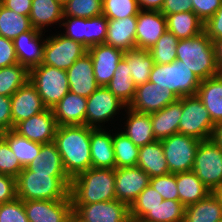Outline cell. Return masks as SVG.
Returning <instances> with one entry per match:
<instances>
[{"mask_svg":"<svg viewBox=\"0 0 222 222\" xmlns=\"http://www.w3.org/2000/svg\"><path fill=\"white\" fill-rule=\"evenodd\" d=\"M92 129L86 125L58 126L53 142L61 155L65 172L71 179L92 167Z\"/></svg>","mask_w":222,"mask_h":222,"instance_id":"6da1fadb","label":"cell"},{"mask_svg":"<svg viewBox=\"0 0 222 222\" xmlns=\"http://www.w3.org/2000/svg\"><path fill=\"white\" fill-rule=\"evenodd\" d=\"M67 174H43L24 167L16 177L17 198L28 200L71 199Z\"/></svg>","mask_w":222,"mask_h":222,"instance_id":"7a4b0ae2","label":"cell"},{"mask_svg":"<svg viewBox=\"0 0 222 222\" xmlns=\"http://www.w3.org/2000/svg\"><path fill=\"white\" fill-rule=\"evenodd\" d=\"M72 204L116 200L115 169L89 168L71 179Z\"/></svg>","mask_w":222,"mask_h":222,"instance_id":"3957f363","label":"cell"},{"mask_svg":"<svg viewBox=\"0 0 222 222\" xmlns=\"http://www.w3.org/2000/svg\"><path fill=\"white\" fill-rule=\"evenodd\" d=\"M176 60H181L200 80L220 74L214 42L204 31L178 41Z\"/></svg>","mask_w":222,"mask_h":222,"instance_id":"277c9868","label":"cell"},{"mask_svg":"<svg viewBox=\"0 0 222 222\" xmlns=\"http://www.w3.org/2000/svg\"><path fill=\"white\" fill-rule=\"evenodd\" d=\"M149 81L168 88L178 99L196 95L201 80L181 60L154 64Z\"/></svg>","mask_w":222,"mask_h":222,"instance_id":"5b68a950","label":"cell"},{"mask_svg":"<svg viewBox=\"0 0 222 222\" xmlns=\"http://www.w3.org/2000/svg\"><path fill=\"white\" fill-rule=\"evenodd\" d=\"M29 81L36 87L44 105L49 109L70 91L67 71L45 64L29 70Z\"/></svg>","mask_w":222,"mask_h":222,"instance_id":"8992f818","label":"cell"},{"mask_svg":"<svg viewBox=\"0 0 222 222\" xmlns=\"http://www.w3.org/2000/svg\"><path fill=\"white\" fill-rule=\"evenodd\" d=\"M214 129L215 124L197 95L182 97V116L178 133L207 140L212 138Z\"/></svg>","mask_w":222,"mask_h":222,"instance_id":"52a82bcc","label":"cell"},{"mask_svg":"<svg viewBox=\"0 0 222 222\" xmlns=\"http://www.w3.org/2000/svg\"><path fill=\"white\" fill-rule=\"evenodd\" d=\"M199 139L180 133L161 140L167 166L170 173L192 171Z\"/></svg>","mask_w":222,"mask_h":222,"instance_id":"ba28073f","label":"cell"},{"mask_svg":"<svg viewBox=\"0 0 222 222\" xmlns=\"http://www.w3.org/2000/svg\"><path fill=\"white\" fill-rule=\"evenodd\" d=\"M192 171L213 192L222 185V149L212 140H201Z\"/></svg>","mask_w":222,"mask_h":222,"instance_id":"9c48e42d","label":"cell"},{"mask_svg":"<svg viewBox=\"0 0 222 222\" xmlns=\"http://www.w3.org/2000/svg\"><path fill=\"white\" fill-rule=\"evenodd\" d=\"M62 22L60 26L66 28L63 35L81 43L87 49L104 44L106 40L108 19L103 14L88 19L63 16Z\"/></svg>","mask_w":222,"mask_h":222,"instance_id":"30bf717a","label":"cell"},{"mask_svg":"<svg viewBox=\"0 0 222 222\" xmlns=\"http://www.w3.org/2000/svg\"><path fill=\"white\" fill-rule=\"evenodd\" d=\"M87 53V48L81 43L64 35H52L46 38L41 64L67 70L74 62Z\"/></svg>","mask_w":222,"mask_h":222,"instance_id":"8fae6325","label":"cell"},{"mask_svg":"<svg viewBox=\"0 0 222 222\" xmlns=\"http://www.w3.org/2000/svg\"><path fill=\"white\" fill-rule=\"evenodd\" d=\"M124 107L128 106L114 96L108 88L98 87L87 98L86 126L101 128L100 123L114 119V115Z\"/></svg>","mask_w":222,"mask_h":222,"instance_id":"7c38bea8","label":"cell"},{"mask_svg":"<svg viewBox=\"0 0 222 222\" xmlns=\"http://www.w3.org/2000/svg\"><path fill=\"white\" fill-rule=\"evenodd\" d=\"M72 207L83 222H131L129 206L118 200L72 204Z\"/></svg>","mask_w":222,"mask_h":222,"instance_id":"4fadbf2b","label":"cell"},{"mask_svg":"<svg viewBox=\"0 0 222 222\" xmlns=\"http://www.w3.org/2000/svg\"><path fill=\"white\" fill-rule=\"evenodd\" d=\"M149 183L150 176L137 166L115 168L116 200L129 207Z\"/></svg>","mask_w":222,"mask_h":222,"instance_id":"5bb4252c","label":"cell"},{"mask_svg":"<svg viewBox=\"0 0 222 222\" xmlns=\"http://www.w3.org/2000/svg\"><path fill=\"white\" fill-rule=\"evenodd\" d=\"M178 98L168 88L161 87L150 81L136 87L133 101L128 108L138 113L150 114L160 111Z\"/></svg>","mask_w":222,"mask_h":222,"instance_id":"9a60e30c","label":"cell"},{"mask_svg":"<svg viewBox=\"0 0 222 222\" xmlns=\"http://www.w3.org/2000/svg\"><path fill=\"white\" fill-rule=\"evenodd\" d=\"M24 208L29 222H67L73 213L71 199L28 200Z\"/></svg>","mask_w":222,"mask_h":222,"instance_id":"2e32d148","label":"cell"},{"mask_svg":"<svg viewBox=\"0 0 222 222\" xmlns=\"http://www.w3.org/2000/svg\"><path fill=\"white\" fill-rule=\"evenodd\" d=\"M57 129V121L49 108L19 122L14 127V130L20 135L40 144L53 142Z\"/></svg>","mask_w":222,"mask_h":222,"instance_id":"e0dca14e","label":"cell"},{"mask_svg":"<svg viewBox=\"0 0 222 222\" xmlns=\"http://www.w3.org/2000/svg\"><path fill=\"white\" fill-rule=\"evenodd\" d=\"M12 129L21 121L47 109L36 87L27 81L11 97Z\"/></svg>","mask_w":222,"mask_h":222,"instance_id":"ac0fdd59","label":"cell"},{"mask_svg":"<svg viewBox=\"0 0 222 222\" xmlns=\"http://www.w3.org/2000/svg\"><path fill=\"white\" fill-rule=\"evenodd\" d=\"M87 53L93 62L96 83L100 87H106L123 58L124 51L106 44H97L87 49Z\"/></svg>","mask_w":222,"mask_h":222,"instance_id":"d6986e66","label":"cell"},{"mask_svg":"<svg viewBox=\"0 0 222 222\" xmlns=\"http://www.w3.org/2000/svg\"><path fill=\"white\" fill-rule=\"evenodd\" d=\"M166 31V16L160 11L140 10L137 15L136 48L149 50Z\"/></svg>","mask_w":222,"mask_h":222,"instance_id":"ffe728a7","label":"cell"},{"mask_svg":"<svg viewBox=\"0 0 222 222\" xmlns=\"http://www.w3.org/2000/svg\"><path fill=\"white\" fill-rule=\"evenodd\" d=\"M68 84L70 92L88 98L98 87L93 71L91 56L85 53L68 68Z\"/></svg>","mask_w":222,"mask_h":222,"instance_id":"44dd1931","label":"cell"},{"mask_svg":"<svg viewBox=\"0 0 222 222\" xmlns=\"http://www.w3.org/2000/svg\"><path fill=\"white\" fill-rule=\"evenodd\" d=\"M42 33V31L33 28L21 33L13 40L18 62L28 70L40 65L42 62L46 42V39H43V41L41 39Z\"/></svg>","mask_w":222,"mask_h":222,"instance_id":"7402d4cb","label":"cell"},{"mask_svg":"<svg viewBox=\"0 0 222 222\" xmlns=\"http://www.w3.org/2000/svg\"><path fill=\"white\" fill-rule=\"evenodd\" d=\"M137 16L108 19L107 36L104 44L126 52L136 48Z\"/></svg>","mask_w":222,"mask_h":222,"instance_id":"603a6c76","label":"cell"},{"mask_svg":"<svg viewBox=\"0 0 222 222\" xmlns=\"http://www.w3.org/2000/svg\"><path fill=\"white\" fill-rule=\"evenodd\" d=\"M87 98L68 92L51 110L58 126L86 125Z\"/></svg>","mask_w":222,"mask_h":222,"instance_id":"cb8c5ba5","label":"cell"},{"mask_svg":"<svg viewBox=\"0 0 222 222\" xmlns=\"http://www.w3.org/2000/svg\"><path fill=\"white\" fill-rule=\"evenodd\" d=\"M182 116V97L168 104L160 111L150 113L153 135L156 140H162L178 133Z\"/></svg>","mask_w":222,"mask_h":222,"instance_id":"d4e9b609","label":"cell"},{"mask_svg":"<svg viewBox=\"0 0 222 222\" xmlns=\"http://www.w3.org/2000/svg\"><path fill=\"white\" fill-rule=\"evenodd\" d=\"M113 134L102 127L93 128L90 135L91 160L93 168L115 169Z\"/></svg>","mask_w":222,"mask_h":222,"instance_id":"484cf974","label":"cell"},{"mask_svg":"<svg viewBox=\"0 0 222 222\" xmlns=\"http://www.w3.org/2000/svg\"><path fill=\"white\" fill-rule=\"evenodd\" d=\"M197 97L208 110L212 122L222 121V74L201 80Z\"/></svg>","mask_w":222,"mask_h":222,"instance_id":"4316f807","label":"cell"},{"mask_svg":"<svg viewBox=\"0 0 222 222\" xmlns=\"http://www.w3.org/2000/svg\"><path fill=\"white\" fill-rule=\"evenodd\" d=\"M137 167L144 170L150 178L170 173L161 140H156L139 148Z\"/></svg>","mask_w":222,"mask_h":222,"instance_id":"83f0119b","label":"cell"},{"mask_svg":"<svg viewBox=\"0 0 222 222\" xmlns=\"http://www.w3.org/2000/svg\"><path fill=\"white\" fill-rule=\"evenodd\" d=\"M127 123L125 130L121 131L136 146L141 147L156 141L153 135V127L150 114L138 113L127 107Z\"/></svg>","mask_w":222,"mask_h":222,"instance_id":"f1b7e54d","label":"cell"},{"mask_svg":"<svg viewBox=\"0 0 222 222\" xmlns=\"http://www.w3.org/2000/svg\"><path fill=\"white\" fill-rule=\"evenodd\" d=\"M64 6L57 0H32L29 14L33 28L42 31L53 23H62Z\"/></svg>","mask_w":222,"mask_h":222,"instance_id":"f546056e","label":"cell"},{"mask_svg":"<svg viewBox=\"0 0 222 222\" xmlns=\"http://www.w3.org/2000/svg\"><path fill=\"white\" fill-rule=\"evenodd\" d=\"M179 201L186 207L206 198L211 190L193 171L176 173Z\"/></svg>","mask_w":222,"mask_h":222,"instance_id":"4dcf8cb0","label":"cell"},{"mask_svg":"<svg viewBox=\"0 0 222 222\" xmlns=\"http://www.w3.org/2000/svg\"><path fill=\"white\" fill-rule=\"evenodd\" d=\"M123 59L136 87L149 81L155 63L148 49L133 48L124 52Z\"/></svg>","mask_w":222,"mask_h":222,"instance_id":"1f68e13d","label":"cell"},{"mask_svg":"<svg viewBox=\"0 0 222 222\" xmlns=\"http://www.w3.org/2000/svg\"><path fill=\"white\" fill-rule=\"evenodd\" d=\"M222 219V203L211 192L206 198L185 207L183 222H216Z\"/></svg>","mask_w":222,"mask_h":222,"instance_id":"d6a6232c","label":"cell"},{"mask_svg":"<svg viewBox=\"0 0 222 222\" xmlns=\"http://www.w3.org/2000/svg\"><path fill=\"white\" fill-rule=\"evenodd\" d=\"M167 31L179 40L192 38L204 31V22L193 12L166 15Z\"/></svg>","mask_w":222,"mask_h":222,"instance_id":"836d02e7","label":"cell"},{"mask_svg":"<svg viewBox=\"0 0 222 222\" xmlns=\"http://www.w3.org/2000/svg\"><path fill=\"white\" fill-rule=\"evenodd\" d=\"M26 168L43 174H67L54 142L41 144L40 153Z\"/></svg>","mask_w":222,"mask_h":222,"instance_id":"e575fe53","label":"cell"},{"mask_svg":"<svg viewBox=\"0 0 222 222\" xmlns=\"http://www.w3.org/2000/svg\"><path fill=\"white\" fill-rule=\"evenodd\" d=\"M106 88H108L114 96L118 97L127 106L133 101L136 93V86L131 75H129L128 64L123 58L119 62L117 69Z\"/></svg>","mask_w":222,"mask_h":222,"instance_id":"d590c367","label":"cell"},{"mask_svg":"<svg viewBox=\"0 0 222 222\" xmlns=\"http://www.w3.org/2000/svg\"><path fill=\"white\" fill-rule=\"evenodd\" d=\"M4 140L23 167H27L41 151L40 143L28 140L14 129L5 132Z\"/></svg>","mask_w":222,"mask_h":222,"instance_id":"8d00e7d4","label":"cell"},{"mask_svg":"<svg viewBox=\"0 0 222 222\" xmlns=\"http://www.w3.org/2000/svg\"><path fill=\"white\" fill-rule=\"evenodd\" d=\"M31 29L33 26L29 16L19 15L0 3V36L14 40Z\"/></svg>","mask_w":222,"mask_h":222,"instance_id":"74e56055","label":"cell"},{"mask_svg":"<svg viewBox=\"0 0 222 222\" xmlns=\"http://www.w3.org/2000/svg\"><path fill=\"white\" fill-rule=\"evenodd\" d=\"M115 168L136 167L139 148L125 134L119 131L112 137Z\"/></svg>","mask_w":222,"mask_h":222,"instance_id":"f35d334b","label":"cell"},{"mask_svg":"<svg viewBox=\"0 0 222 222\" xmlns=\"http://www.w3.org/2000/svg\"><path fill=\"white\" fill-rule=\"evenodd\" d=\"M27 81L29 70L19 63L0 68V95L11 97Z\"/></svg>","mask_w":222,"mask_h":222,"instance_id":"ab89813d","label":"cell"},{"mask_svg":"<svg viewBox=\"0 0 222 222\" xmlns=\"http://www.w3.org/2000/svg\"><path fill=\"white\" fill-rule=\"evenodd\" d=\"M185 206L178 200H163L139 222H183Z\"/></svg>","mask_w":222,"mask_h":222,"instance_id":"60d3db41","label":"cell"},{"mask_svg":"<svg viewBox=\"0 0 222 222\" xmlns=\"http://www.w3.org/2000/svg\"><path fill=\"white\" fill-rule=\"evenodd\" d=\"M162 201L163 197L149 184L129 207L131 221L139 222Z\"/></svg>","mask_w":222,"mask_h":222,"instance_id":"b9f144b4","label":"cell"},{"mask_svg":"<svg viewBox=\"0 0 222 222\" xmlns=\"http://www.w3.org/2000/svg\"><path fill=\"white\" fill-rule=\"evenodd\" d=\"M179 39L166 31L149 51L155 64H170L176 60V48Z\"/></svg>","mask_w":222,"mask_h":222,"instance_id":"7bdbcfd3","label":"cell"},{"mask_svg":"<svg viewBox=\"0 0 222 222\" xmlns=\"http://www.w3.org/2000/svg\"><path fill=\"white\" fill-rule=\"evenodd\" d=\"M64 16L92 18L102 15V0H68L64 5Z\"/></svg>","mask_w":222,"mask_h":222,"instance_id":"ee69618b","label":"cell"},{"mask_svg":"<svg viewBox=\"0 0 222 222\" xmlns=\"http://www.w3.org/2000/svg\"><path fill=\"white\" fill-rule=\"evenodd\" d=\"M102 2V14L107 19L137 16L140 11L138 0H102Z\"/></svg>","mask_w":222,"mask_h":222,"instance_id":"f6af8a7d","label":"cell"},{"mask_svg":"<svg viewBox=\"0 0 222 222\" xmlns=\"http://www.w3.org/2000/svg\"><path fill=\"white\" fill-rule=\"evenodd\" d=\"M149 184L163 197V200L179 201L176 174L169 173L163 176L152 177Z\"/></svg>","mask_w":222,"mask_h":222,"instance_id":"bcb514c9","label":"cell"},{"mask_svg":"<svg viewBox=\"0 0 222 222\" xmlns=\"http://www.w3.org/2000/svg\"><path fill=\"white\" fill-rule=\"evenodd\" d=\"M24 167L5 140L0 142V174L17 177Z\"/></svg>","mask_w":222,"mask_h":222,"instance_id":"7dc6e473","label":"cell"},{"mask_svg":"<svg viewBox=\"0 0 222 222\" xmlns=\"http://www.w3.org/2000/svg\"><path fill=\"white\" fill-rule=\"evenodd\" d=\"M0 222H29L24 208V201L16 198L0 204Z\"/></svg>","mask_w":222,"mask_h":222,"instance_id":"c3c4849f","label":"cell"},{"mask_svg":"<svg viewBox=\"0 0 222 222\" xmlns=\"http://www.w3.org/2000/svg\"><path fill=\"white\" fill-rule=\"evenodd\" d=\"M192 11L205 23L221 7L222 0H191Z\"/></svg>","mask_w":222,"mask_h":222,"instance_id":"681fc988","label":"cell"},{"mask_svg":"<svg viewBox=\"0 0 222 222\" xmlns=\"http://www.w3.org/2000/svg\"><path fill=\"white\" fill-rule=\"evenodd\" d=\"M19 63L13 40L0 36V68Z\"/></svg>","mask_w":222,"mask_h":222,"instance_id":"f907efd6","label":"cell"},{"mask_svg":"<svg viewBox=\"0 0 222 222\" xmlns=\"http://www.w3.org/2000/svg\"><path fill=\"white\" fill-rule=\"evenodd\" d=\"M16 198V178L6 174H0V204L10 202Z\"/></svg>","mask_w":222,"mask_h":222,"instance_id":"816d5d0a","label":"cell"},{"mask_svg":"<svg viewBox=\"0 0 222 222\" xmlns=\"http://www.w3.org/2000/svg\"><path fill=\"white\" fill-rule=\"evenodd\" d=\"M204 32L214 43L222 39V4L216 13L204 23Z\"/></svg>","mask_w":222,"mask_h":222,"instance_id":"f5cc1de1","label":"cell"},{"mask_svg":"<svg viewBox=\"0 0 222 222\" xmlns=\"http://www.w3.org/2000/svg\"><path fill=\"white\" fill-rule=\"evenodd\" d=\"M189 11H192L191 0H165L160 12L166 16Z\"/></svg>","mask_w":222,"mask_h":222,"instance_id":"db71d44e","label":"cell"},{"mask_svg":"<svg viewBox=\"0 0 222 222\" xmlns=\"http://www.w3.org/2000/svg\"><path fill=\"white\" fill-rule=\"evenodd\" d=\"M10 97L0 95V128L8 131L12 129Z\"/></svg>","mask_w":222,"mask_h":222,"instance_id":"11a10c76","label":"cell"},{"mask_svg":"<svg viewBox=\"0 0 222 222\" xmlns=\"http://www.w3.org/2000/svg\"><path fill=\"white\" fill-rule=\"evenodd\" d=\"M1 4L19 15L29 16L32 0H1Z\"/></svg>","mask_w":222,"mask_h":222,"instance_id":"9f6ffc18","label":"cell"},{"mask_svg":"<svg viewBox=\"0 0 222 222\" xmlns=\"http://www.w3.org/2000/svg\"><path fill=\"white\" fill-rule=\"evenodd\" d=\"M165 0H138L140 10L161 11Z\"/></svg>","mask_w":222,"mask_h":222,"instance_id":"6f0895ef","label":"cell"},{"mask_svg":"<svg viewBox=\"0 0 222 222\" xmlns=\"http://www.w3.org/2000/svg\"><path fill=\"white\" fill-rule=\"evenodd\" d=\"M211 139L222 149V121L215 125Z\"/></svg>","mask_w":222,"mask_h":222,"instance_id":"680465c9","label":"cell"},{"mask_svg":"<svg viewBox=\"0 0 222 222\" xmlns=\"http://www.w3.org/2000/svg\"><path fill=\"white\" fill-rule=\"evenodd\" d=\"M216 60L220 74H222V39L217 40L215 43Z\"/></svg>","mask_w":222,"mask_h":222,"instance_id":"91938a15","label":"cell"},{"mask_svg":"<svg viewBox=\"0 0 222 222\" xmlns=\"http://www.w3.org/2000/svg\"><path fill=\"white\" fill-rule=\"evenodd\" d=\"M214 195L219 199V201L222 203V185L217 187L213 191Z\"/></svg>","mask_w":222,"mask_h":222,"instance_id":"94428289","label":"cell"},{"mask_svg":"<svg viewBox=\"0 0 222 222\" xmlns=\"http://www.w3.org/2000/svg\"><path fill=\"white\" fill-rule=\"evenodd\" d=\"M67 222H83L78 216H76L74 213H72L68 219Z\"/></svg>","mask_w":222,"mask_h":222,"instance_id":"6125c7cd","label":"cell"},{"mask_svg":"<svg viewBox=\"0 0 222 222\" xmlns=\"http://www.w3.org/2000/svg\"><path fill=\"white\" fill-rule=\"evenodd\" d=\"M5 130L0 128V142H2L4 140V135H5Z\"/></svg>","mask_w":222,"mask_h":222,"instance_id":"be15d7a7","label":"cell"},{"mask_svg":"<svg viewBox=\"0 0 222 222\" xmlns=\"http://www.w3.org/2000/svg\"><path fill=\"white\" fill-rule=\"evenodd\" d=\"M57 1H60L64 5L68 0H57Z\"/></svg>","mask_w":222,"mask_h":222,"instance_id":"e7e4bbea","label":"cell"}]
</instances>
